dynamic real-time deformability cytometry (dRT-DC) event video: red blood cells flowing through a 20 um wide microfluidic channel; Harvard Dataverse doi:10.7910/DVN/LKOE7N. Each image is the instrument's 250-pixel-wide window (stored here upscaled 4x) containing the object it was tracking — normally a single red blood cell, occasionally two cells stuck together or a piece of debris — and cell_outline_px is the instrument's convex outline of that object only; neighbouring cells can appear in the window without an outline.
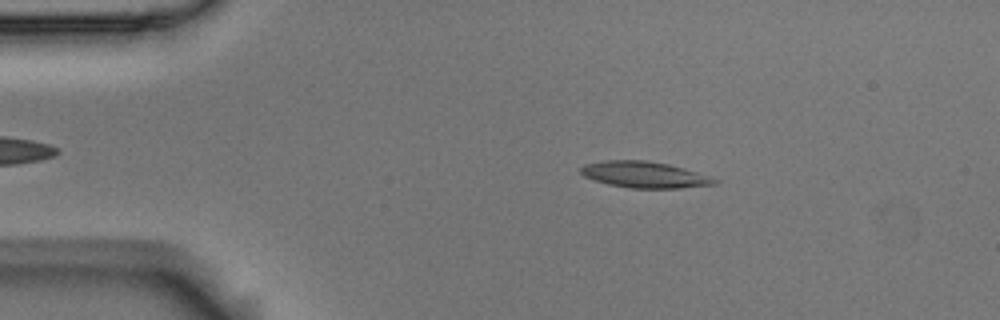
{"species": "Egyptian fruit bat (a non-hibernating species)", "species_latin": "Rousettus aegyptiacus", "temperature_condition": "room temperature", "stored_images_in_passage": 4, "camera_frame_rate_fps": 3000, "um_per_image_px": 0.085, "animal": {"sex": "male"}, "frame": {"image": 1, "passage_image": 2, "time_ms": 0.333, "image_size_px": [1000, 320], "cell_outline_px": [[720, 180], [716, 184], [680, 188], [628, 188], [608, 184], [584, 176], [580, 172], [580, 168], [584, 164], [604, 160], [644, 160], [668, 164], [684, 168], [712, 176]], "centroid_in_image_um": [54.81, 14.84], "position_along_channel_um": 30.2, "area_um2": 20.58}}